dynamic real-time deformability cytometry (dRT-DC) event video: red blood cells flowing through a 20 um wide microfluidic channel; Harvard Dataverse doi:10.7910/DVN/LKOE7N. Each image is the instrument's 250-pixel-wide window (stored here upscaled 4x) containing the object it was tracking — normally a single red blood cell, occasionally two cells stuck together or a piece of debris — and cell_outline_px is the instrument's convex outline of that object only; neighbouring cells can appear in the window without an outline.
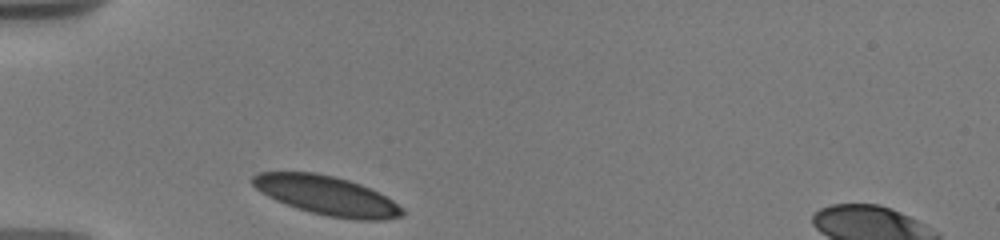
{"species": "human", "species_latin": "Homo sapiens", "temperature_condition": "warm", "stored_images_in_passage": 26, "camera_frame_rate_fps": 3000, "um_per_image_px": 0.085, "donor": {"sex": "male"}, "frame": {"image": 1, "passage_image": 1, "time_ms": 0.0, "image_size_px": [1000, 240], "cell_outline_px": [[404, 216], [384, 220], [356, 220], [328, 216], [296, 208], [276, 200], [260, 192], [252, 184], [252, 176], [260, 172], [316, 172], [348, 180], [360, 184], [380, 192], [404, 208]], "centroid_in_image_um": [27.81, 16.62], "position_along_channel_um": 57.2, "area_um2": 34.16}}
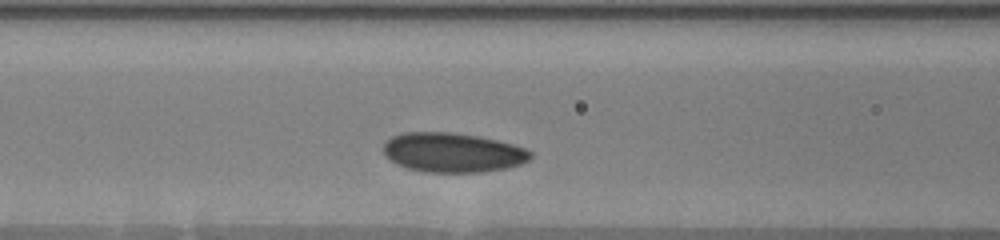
{"frame": {"image": 2, "passage_image": 6, "time_ms": 2.333, "image_size_px": [1000, 240], "cell_outline_px": [[532, 156], [528, 160], [520, 164], [504, 168], [480, 172], [424, 172], [408, 168], [396, 164], [384, 156], [384, 144], [392, 136], [404, 132], [452, 132], [476, 136], [496, 140], [512, 144], [524, 148], [532, 152]], "centroid_in_image_um": [38.44, 12.96], "position_along_channel_um": 128.2, "area_um2": 33.7}}
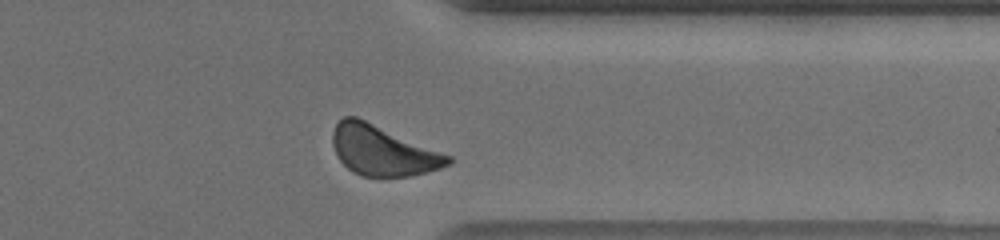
{"frame": {"image": 3, "passage_image": 23, "time_ms": 9.333, "image_size_px": [1000, 240], "cell_outline_px": [[452, 164], [440, 168], [408, 176], [364, 176], [352, 172], [340, 160], [332, 144], [332, 132], [336, 124], [344, 116], [356, 116], [452, 156]], "centroid_in_image_um": [32.52, 12.79], "position_along_channel_um": 378.9, "area_um2": 33.35}, "authors_computed_cell_mechanics": {"area_um2": 33.6107, "velocity_mm_per_s": 3.5923, "shape_relaxation_time_tau1_ms": 1.8942, "shape_relaxation_time_tau2_ms": null, "deformation_change_tau1": 0.078, "deformation_change_tau2": null}}